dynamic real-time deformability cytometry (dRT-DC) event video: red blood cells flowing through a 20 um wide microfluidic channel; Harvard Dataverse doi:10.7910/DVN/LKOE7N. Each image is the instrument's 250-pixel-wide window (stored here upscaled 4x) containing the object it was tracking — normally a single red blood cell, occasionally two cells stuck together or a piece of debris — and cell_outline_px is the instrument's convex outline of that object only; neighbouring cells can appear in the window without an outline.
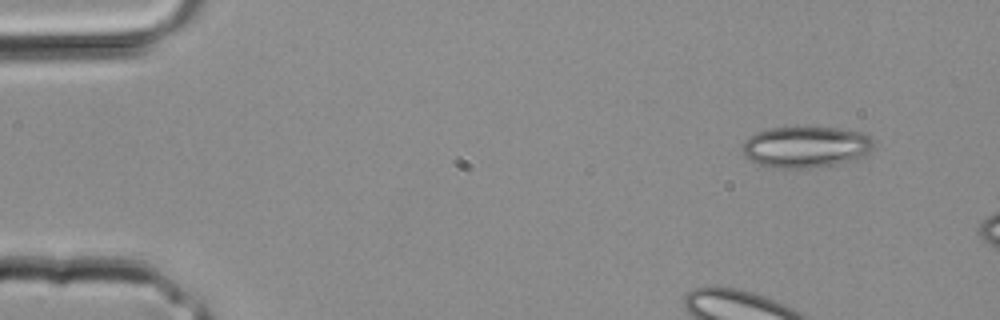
{"species": "common noctule bat (a hibernating species)", "species_latin": "Nyctalus noctula", "temperature_condition": "room temperature", "stored_images_in_passage": 2, "camera_frame_rate_fps": 3000, "um_per_image_px": 0.085, "animal": {"sex": "male", "body_mass_g": 20.4}, "frame": {"image": 1, "passage_image": 2, "time_ms": 0.333, "image_size_px": [1000, 320], "cell_outline_px": [[876, 144], [864, 156], [856, 160], [836, 164], [812, 168], [780, 168], [756, 164], [748, 160], [744, 156], [740, 148], [744, 140], [748, 136], [756, 132], [768, 128], [804, 124], [840, 128], [864, 132], [872, 136], [876, 140]], "centroid_in_image_um": [68.5, 12.44], "position_along_channel_um": 16.5, "area_um2": 33.29}}